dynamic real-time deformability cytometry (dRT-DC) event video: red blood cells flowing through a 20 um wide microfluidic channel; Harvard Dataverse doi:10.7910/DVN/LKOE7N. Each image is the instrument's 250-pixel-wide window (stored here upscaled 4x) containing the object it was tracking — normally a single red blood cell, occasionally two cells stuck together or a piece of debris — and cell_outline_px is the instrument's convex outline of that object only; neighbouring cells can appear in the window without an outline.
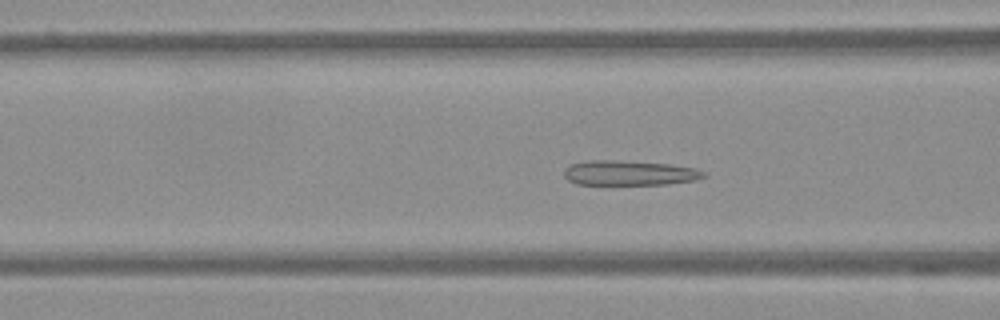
{"species": "Egyptian fruit bat (a non-hibernating species)", "species_latin": "Rousettus aegyptiacus", "temperature_condition": "warm", "stored_images_in_passage": 56, "camera_frame_rate_fps": 3000, "um_per_image_px": 0.085, "frame": {"image": 1, "passage_image": 22, "time_ms": 7.0, "image_size_px": [1000, 320], "cell_outline_px": [[708, 176], [696, 180], [668, 184], [576, 184], [568, 180], [564, 176], [564, 168], [568, 164], [588, 160], [612, 160], [668, 164], [696, 168], [708, 172]], "centroid_in_image_um": [53.51, 14.7], "position_along_channel_um": 113.1, "area_um2": 20.4}}
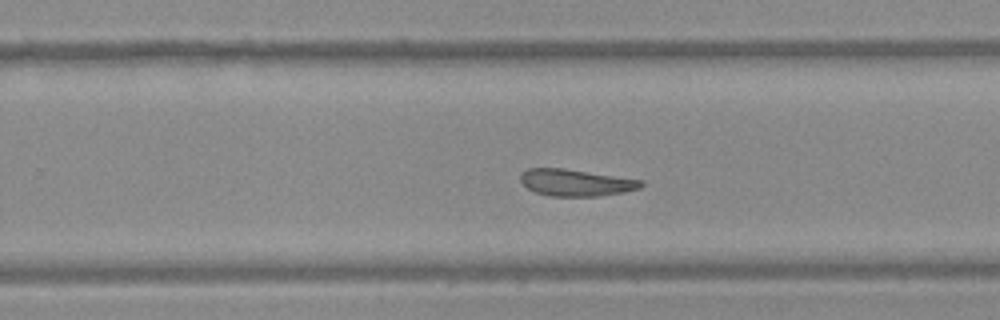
{"frame": {"image": 2, "passage_image": 36, "time_ms": 11.667, "image_size_px": [1000, 320], "cell_outline_px": [[644, 184], [640, 188], [624, 192], [600, 196], [548, 196], [536, 192], [528, 188], [520, 180], [520, 176], [528, 168], [564, 168], [644, 180]], "centroid_in_image_um": [48.98, 15.52], "position_along_channel_um": 280.8, "area_um2": 18.84}}
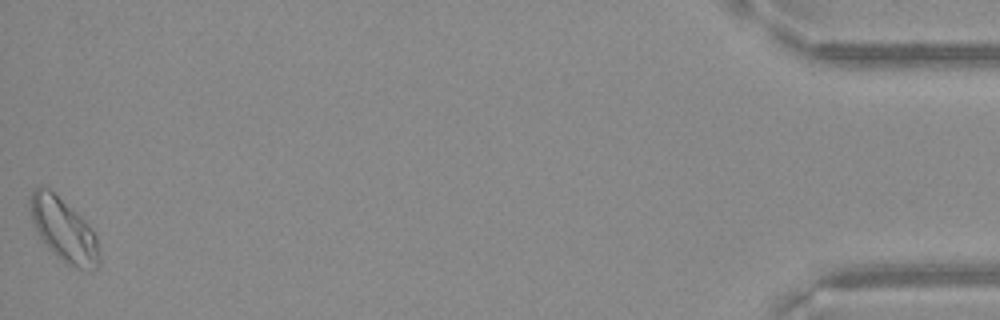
{"frame": {"image": 3, "passage_image": 56, "time_ms": 18.333, "image_size_px": [1000, 320], "cell_outline_px": [[100, 264], [96, 268], [88, 272], [64, 264], [48, 248], [40, 236], [32, 220], [28, 204], [28, 200], [32, 188], [48, 188], [80, 216], [92, 228], [96, 236], [100, 252]], "centroid_in_image_um": [5.43, 19.6], "position_along_channel_um": 429.8, "area_um2": 25.61}}